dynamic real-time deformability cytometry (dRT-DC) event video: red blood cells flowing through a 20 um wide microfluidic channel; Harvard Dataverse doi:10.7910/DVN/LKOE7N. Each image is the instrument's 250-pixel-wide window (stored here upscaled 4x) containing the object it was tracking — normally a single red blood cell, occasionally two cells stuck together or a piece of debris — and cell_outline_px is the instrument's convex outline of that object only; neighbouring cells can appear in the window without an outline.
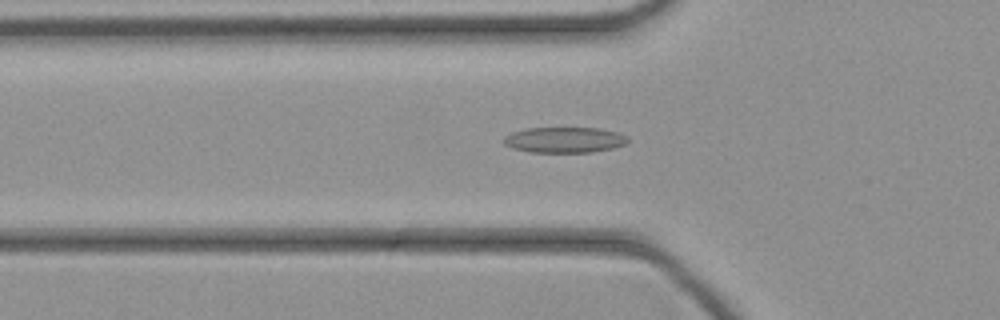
{"species": "common noctule bat (a hibernating species)", "species_latin": "Nyctalus noctula", "temperature_condition": "cold", "stored_images_in_passage": 33, "camera_frame_rate_fps": 3000, "um_per_image_px": 0.085, "animal": {"sex": "female", "body_mass_g": 21.9}, "frame": {"image": 1, "passage_image": 8, "time_ms": 2.333, "image_size_px": [1000, 320], "cell_outline_px": [[628, 140], [624, 144], [612, 148], [592, 152], [528, 152], [512, 148], [504, 144], [500, 140], [504, 136], [512, 132], [528, 128], [596, 128], [620, 132], [628, 136]], "centroid_in_image_um": [47.94, 11.89], "position_along_channel_um": 77.9, "area_um2": 18.67}}
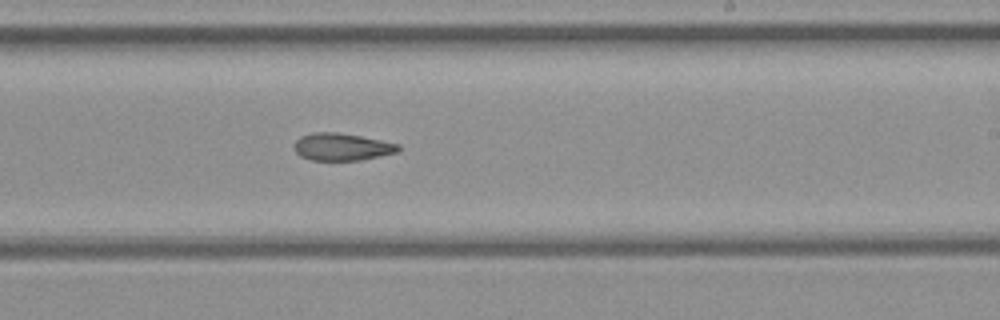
{"frame": {"image": 2, "passage_image": 20, "time_ms": 6.333, "image_size_px": [1000, 320], "cell_outline_px": [[400, 152], [360, 160], [312, 160], [300, 156], [296, 152], [292, 144], [300, 136], [312, 132], [336, 132], [360, 136], [400, 144]], "centroid_in_image_um": [29.05, 12.48], "position_along_channel_um": 260.0, "area_um2": 16.7}}
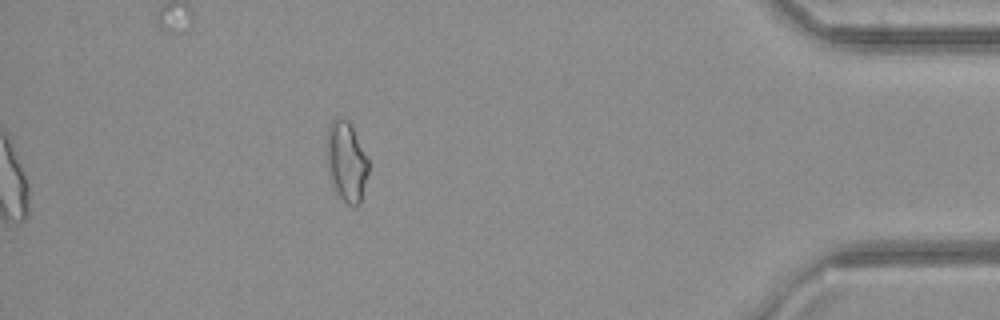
{"frame": {"image": 3, "passage_image": 33, "time_ms": 10.667, "image_size_px": [1000, 320], "cell_outline_px": [[368, 172], [360, 204], [356, 208], [348, 204], [336, 192], [328, 176], [328, 128], [332, 120], [336, 116], [340, 116], [348, 120], [368, 160]], "centroid_in_image_um": [29.44, 13.76], "position_along_channel_um": 405.8, "area_um2": 19.13}}